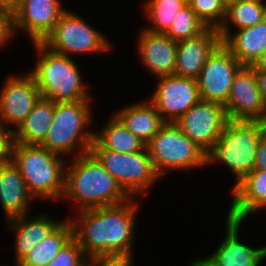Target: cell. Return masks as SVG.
Returning <instances> with one entry per match:
<instances>
[{"instance_id":"cell-1","label":"cell","mask_w":266,"mask_h":266,"mask_svg":"<svg viewBox=\"0 0 266 266\" xmlns=\"http://www.w3.org/2000/svg\"><path fill=\"white\" fill-rule=\"evenodd\" d=\"M132 198L112 205L78 211V217L69 218L73 238L88 258L95 255L132 256L136 235L137 204Z\"/></svg>"},{"instance_id":"cell-2","label":"cell","mask_w":266,"mask_h":266,"mask_svg":"<svg viewBox=\"0 0 266 266\" xmlns=\"http://www.w3.org/2000/svg\"><path fill=\"white\" fill-rule=\"evenodd\" d=\"M75 157L71 166L65 168L62 198L78 203V211L117 205L131 199L91 151Z\"/></svg>"},{"instance_id":"cell-3","label":"cell","mask_w":266,"mask_h":266,"mask_svg":"<svg viewBox=\"0 0 266 266\" xmlns=\"http://www.w3.org/2000/svg\"><path fill=\"white\" fill-rule=\"evenodd\" d=\"M60 156L38 144L13 142L11 148V160L34 198L62 199L66 161Z\"/></svg>"},{"instance_id":"cell-4","label":"cell","mask_w":266,"mask_h":266,"mask_svg":"<svg viewBox=\"0 0 266 266\" xmlns=\"http://www.w3.org/2000/svg\"><path fill=\"white\" fill-rule=\"evenodd\" d=\"M37 64L29 74L39 88L40 96L54 102L89 100L78 64L69 56L55 53L41 42H34Z\"/></svg>"},{"instance_id":"cell-5","label":"cell","mask_w":266,"mask_h":266,"mask_svg":"<svg viewBox=\"0 0 266 266\" xmlns=\"http://www.w3.org/2000/svg\"><path fill=\"white\" fill-rule=\"evenodd\" d=\"M263 135L260 121L228 120L214 147L207 153V165L222 162L236 177V184L254 170Z\"/></svg>"},{"instance_id":"cell-6","label":"cell","mask_w":266,"mask_h":266,"mask_svg":"<svg viewBox=\"0 0 266 266\" xmlns=\"http://www.w3.org/2000/svg\"><path fill=\"white\" fill-rule=\"evenodd\" d=\"M90 103L89 100L54 102L52 125L40 145L55 154H61V157L64 153L77 152L76 156H80L90 152L95 134L85 130L93 120Z\"/></svg>"},{"instance_id":"cell-7","label":"cell","mask_w":266,"mask_h":266,"mask_svg":"<svg viewBox=\"0 0 266 266\" xmlns=\"http://www.w3.org/2000/svg\"><path fill=\"white\" fill-rule=\"evenodd\" d=\"M146 147L160 177L172 169L188 170L207 165V153L173 122H165Z\"/></svg>"},{"instance_id":"cell-8","label":"cell","mask_w":266,"mask_h":266,"mask_svg":"<svg viewBox=\"0 0 266 266\" xmlns=\"http://www.w3.org/2000/svg\"><path fill=\"white\" fill-rule=\"evenodd\" d=\"M90 151L130 198L146 193L161 178L147 147L136 153H119L103 148L94 139Z\"/></svg>"},{"instance_id":"cell-9","label":"cell","mask_w":266,"mask_h":266,"mask_svg":"<svg viewBox=\"0 0 266 266\" xmlns=\"http://www.w3.org/2000/svg\"><path fill=\"white\" fill-rule=\"evenodd\" d=\"M106 38L76 13L66 9L41 43L55 53L70 57V54L79 53H107L111 44Z\"/></svg>"},{"instance_id":"cell-10","label":"cell","mask_w":266,"mask_h":266,"mask_svg":"<svg viewBox=\"0 0 266 266\" xmlns=\"http://www.w3.org/2000/svg\"><path fill=\"white\" fill-rule=\"evenodd\" d=\"M227 122L224 105L200 100L174 123L192 142L208 153Z\"/></svg>"},{"instance_id":"cell-11","label":"cell","mask_w":266,"mask_h":266,"mask_svg":"<svg viewBox=\"0 0 266 266\" xmlns=\"http://www.w3.org/2000/svg\"><path fill=\"white\" fill-rule=\"evenodd\" d=\"M239 61L221 43L208 57L197 78L201 100L226 105Z\"/></svg>"},{"instance_id":"cell-12","label":"cell","mask_w":266,"mask_h":266,"mask_svg":"<svg viewBox=\"0 0 266 266\" xmlns=\"http://www.w3.org/2000/svg\"><path fill=\"white\" fill-rule=\"evenodd\" d=\"M158 78L159 83L150 102L164 122H176L201 100L196 79L175 74Z\"/></svg>"},{"instance_id":"cell-13","label":"cell","mask_w":266,"mask_h":266,"mask_svg":"<svg viewBox=\"0 0 266 266\" xmlns=\"http://www.w3.org/2000/svg\"><path fill=\"white\" fill-rule=\"evenodd\" d=\"M266 103L257 87L255 69L243 65L237 72L225 105L228 120L259 121Z\"/></svg>"},{"instance_id":"cell-14","label":"cell","mask_w":266,"mask_h":266,"mask_svg":"<svg viewBox=\"0 0 266 266\" xmlns=\"http://www.w3.org/2000/svg\"><path fill=\"white\" fill-rule=\"evenodd\" d=\"M40 98L30 74L10 76L0 92V123L5 128L13 124L18 129Z\"/></svg>"},{"instance_id":"cell-15","label":"cell","mask_w":266,"mask_h":266,"mask_svg":"<svg viewBox=\"0 0 266 266\" xmlns=\"http://www.w3.org/2000/svg\"><path fill=\"white\" fill-rule=\"evenodd\" d=\"M63 8L60 0H20L12 11L14 31L27 33L32 43L42 42L66 10Z\"/></svg>"},{"instance_id":"cell-16","label":"cell","mask_w":266,"mask_h":266,"mask_svg":"<svg viewBox=\"0 0 266 266\" xmlns=\"http://www.w3.org/2000/svg\"><path fill=\"white\" fill-rule=\"evenodd\" d=\"M226 235L215 252L203 259L192 260L190 266H260L266 258V246L252 248L239 241L243 221L226 218Z\"/></svg>"},{"instance_id":"cell-17","label":"cell","mask_w":266,"mask_h":266,"mask_svg":"<svg viewBox=\"0 0 266 266\" xmlns=\"http://www.w3.org/2000/svg\"><path fill=\"white\" fill-rule=\"evenodd\" d=\"M222 43L218 29L206 28L194 38L177 42L175 75L196 79L208 57Z\"/></svg>"},{"instance_id":"cell-18","label":"cell","mask_w":266,"mask_h":266,"mask_svg":"<svg viewBox=\"0 0 266 266\" xmlns=\"http://www.w3.org/2000/svg\"><path fill=\"white\" fill-rule=\"evenodd\" d=\"M137 48L142 64L157 78L175 73L177 42L167 34L142 29Z\"/></svg>"},{"instance_id":"cell-19","label":"cell","mask_w":266,"mask_h":266,"mask_svg":"<svg viewBox=\"0 0 266 266\" xmlns=\"http://www.w3.org/2000/svg\"><path fill=\"white\" fill-rule=\"evenodd\" d=\"M227 218L244 221L248 215L266 207V170H253L233 189Z\"/></svg>"},{"instance_id":"cell-20","label":"cell","mask_w":266,"mask_h":266,"mask_svg":"<svg viewBox=\"0 0 266 266\" xmlns=\"http://www.w3.org/2000/svg\"><path fill=\"white\" fill-rule=\"evenodd\" d=\"M34 197L12 160L0 164V204L7 219L26 215Z\"/></svg>"},{"instance_id":"cell-21","label":"cell","mask_w":266,"mask_h":266,"mask_svg":"<svg viewBox=\"0 0 266 266\" xmlns=\"http://www.w3.org/2000/svg\"><path fill=\"white\" fill-rule=\"evenodd\" d=\"M9 230L15 234V266L32 250L33 246L45 239L62 221L41 214L36 218L26 215L9 218L6 221Z\"/></svg>"},{"instance_id":"cell-22","label":"cell","mask_w":266,"mask_h":266,"mask_svg":"<svg viewBox=\"0 0 266 266\" xmlns=\"http://www.w3.org/2000/svg\"><path fill=\"white\" fill-rule=\"evenodd\" d=\"M222 44L241 65H254L266 50V18L252 27L230 32Z\"/></svg>"},{"instance_id":"cell-23","label":"cell","mask_w":266,"mask_h":266,"mask_svg":"<svg viewBox=\"0 0 266 266\" xmlns=\"http://www.w3.org/2000/svg\"><path fill=\"white\" fill-rule=\"evenodd\" d=\"M114 115L145 145L165 123L150 101L130 104Z\"/></svg>"},{"instance_id":"cell-24","label":"cell","mask_w":266,"mask_h":266,"mask_svg":"<svg viewBox=\"0 0 266 266\" xmlns=\"http://www.w3.org/2000/svg\"><path fill=\"white\" fill-rule=\"evenodd\" d=\"M54 117V101L41 97L24 122L13 130V142L40 145L47 136Z\"/></svg>"},{"instance_id":"cell-25","label":"cell","mask_w":266,"mask_h":266,"mask_svg":"<svg viewBox=\"0 0 266 266\" xmlns=\"http://www.w3.org/2000/svg\"><path fill=\"white\" fill-rule=\"evenodd\" d=\"M72 238V224L70 220H63L45 239L34 245L16 266H47Z\"/></svg>"},{"instance_id":"cell-26","label":"cell","mask_w":266,"mask_h":266,"mask_svg":"<svg viewBox=\"0 0 266 266\" xmlns=\"http://www.w3.org/2000/svg\"><path fill=\"white\" fill-rule=\"evenodd\" d=\"M264 18H266V3L253 0H238L228 5L224 22L218 29L221 41L230 34V24L241 30L258 24Z\"/></svg>"},{"instance_id":"cell-27","label":"cell","mask_w":266,"mask_h":266,"mask_svg":"<svg viewBox=\"0 0 266 266\" xmlns=\"http://www.w3.org/2000/svg\"><path fill=\"white\" fill-rule=\"evenodd\" d=\"M102 129L99 134H94V139L105 149L119 153H136L146 147L114 114Z\"/></svg>"},{"instance_id":"cell-28","label":"cell","mask_w":266,"mask_h":266,"mask_svg":"<svg viewBox=\"0 0 266 266\" xmlns=\"http://www.w3.org/2000/svg\"><path fill=\"white\" fill-rule=\"evenodd\" d=\"M186 5L184 0H148L143 8L147 18L149 17L148 21H150L151 26L146 27L145 30L165 34L176 13Z\"/></svg>"},{"instance_id":"cell-29","label":"cell","mask_w":266,"mask_h":266,"mask_svg":"<svg viewBox=\"0 0 266 266\" xmlns=\"http://www.w3.org/2000/svg\"><path fill=\"white\" fill-rule=\"evenodd\" d=\"M206 28L190 5L187 4L176 13L169 30L165 34L173 41L179 42L198 36Z\"/></svg>"},{"instance_id":"cell-30","label":"cell","mask_w":266,"mask_h":266,"mask_svg":"<svg viewBox=\"0 0 266 266\" xmlns=\"http://www.w3.org/2000/svg\"><path fill=\"white\" fill-rule=\"evenodd\" d=\"M189 5L207 28L219 29L224 22L226 7L220 0H192Z\"/></svg>"},{"instance_id":"cell-31","label":"cell","mask_w":266,"mask_h":266,"mask_svg":"<svg viewBox=\"0 0 266 266\" xmlns=\"http://www.w3.org/2000/svg\"><path fill=\"white\" fill-rule=\"evenodd\" d=\"M87 257L84 255L83 250L72 238L65 244L55 258L47 266H84Z\"/></svg>"},{"instance_id":"cell-32","label":"cell","mask_w":266,"mask_h":266,"mask_svg":"<svg viewBox=\"0 0 266 266\" xmlns=\"http://www.w3.org/2000/svg\"><path fill=\"white\" fill-rule=\"evenodd\" d=\"M133 256L129 255H95L86 259L88 266H133Z\"/></svg>"},{"instance_id":"cell-33","label":"cell","mask_w":266,"mask_h":266,"mask_svg":"<svg viewBox=\"0 0 266 266\" xmlns=\"http://www.w3.org/2000/svg\"><path fill=\"white\" fill-rule=\"evenodd\" d=\"M13 130L5 128L0 123V164L11 160Z\"/></svg>"},{"instance_id":"cell-34","label":"cell","mask_w":266,"mask_h":266,"mask_svg":"<svg viewBox=\"0 0 266 266\" xmlns=\"http://www.w3.org/2000/svg\"><path fill=\"white\" fill-rule=\"evenodd\" d=\"M15 35L12 12L0 23V48Z\"/></svg>"},{"instance_id":"cell-35","label":"cell","mask_w":266,"mask_h":266,"mask_svg":"<svg viewBox=\"0 0 266 266\" xmlns=\"http://www.w3.org/2000/svg\"><path fill=\"white\" fill-rule=\"evenodd\" d=\"M254 170H266V136L264 134L258 145Z\"/></svg>"},{"instance_id":"cell-36","label":"cell","mask_w":266,"mask_h":266,"mask_svg":"<svg viewBox=\"0 0 266 266\" xmlns=\"http://www.w3.org/2000/svg\"><path fill=\"white\" fill-rule=\"evenodd\" d=\"M258 90L266 103V71L255 70Z\"/></svg>"},{"instance_id":"cell-37","label":"cell","mask_w":266,"mask_h":266,"mask_svg":"<svg viewBox=\"0 0 266 266\" xmlns=\"http://www.w3.org/2000/svg\"><path fill=\"white\" fill-rule=\"evenodd\" d=\"M252 66L254 67L255 70L266 71V50Z\"/></svg>"},{"instance_id":"cell-38","label":"cell","mask_w":266,"mask_h":266,"mask_svg":"<svg viewBox=\"0 0 266 266\" xmlns=\"http://www.w3.org/2000/svg\"><path fill=\"white\" fill-rule=\"evenodd\" d=\"M20 0H0V5L5 6L10 12H12L19 4Z\"/></svg>"},{"instance_id":"cell-39","label":"cell","mask_w":266,"mask_h":266,"mask_svg":"<svg viewBox=\"0 0 266 266\" xmlns=\"http://www.w3.org/2000/svg\"><path fill=\"white\" fill-rule=\"evenodd\" d=\"M11 12L5 7L0 5V23L10 14Z\"/></svg>"},{"instance_id":"cell-40","label":"cell","mask_w":266,"mask_h":266,"mask_svg":"<svg viewBox=\"0 0 266 266\" xmlns=\"http://www.w3.org/2000/svg\"><path fill=\"white\" fill-rule=\"evenodd\" d=\"M259 121L261 122L263 134L266 136V110L264 111L263 116Z\"/></svg>"},{"instance_id":"cell-41","label":"cell","mask_w":266,"mask_h":266,"mask_svg":"<svg viewBox=\"0 0 266 266\" xmlns=\"http://www.w3.org/2000/svg\"><path fill=\"white\" fill-rule=\"evenodd\" d=\"M220 1L224 4L225 7H227L228 5L235 3L238 0H220Z\"/></svg>"},{"instance_id":"cell-42","label":"cell","mask_w":266,"mask_h":266,"mask_svg":"<svg viewBox=\"0 0 266 266\" xmlns=\"http://www.w3.org/2000/svg\"><path fill=\"white\" fill-rule=\"evenodd\" d=\"M253 1H258V2H261V3H266L265 0H253Z\"/></svg>"},{"instance_id":"cell-43","label":"cell","mask_w":266,"mask_h":266,"mask_svg":"<svg viewBox=\"0 0 266 266\" xmlns=\"http://www.w3.org/2000/svg\"><path fill=\"white\" fill-rule=\"evenodd\" d=\"M187 4H189L192 0H184Z\"/></svg>"}]
</instances>
